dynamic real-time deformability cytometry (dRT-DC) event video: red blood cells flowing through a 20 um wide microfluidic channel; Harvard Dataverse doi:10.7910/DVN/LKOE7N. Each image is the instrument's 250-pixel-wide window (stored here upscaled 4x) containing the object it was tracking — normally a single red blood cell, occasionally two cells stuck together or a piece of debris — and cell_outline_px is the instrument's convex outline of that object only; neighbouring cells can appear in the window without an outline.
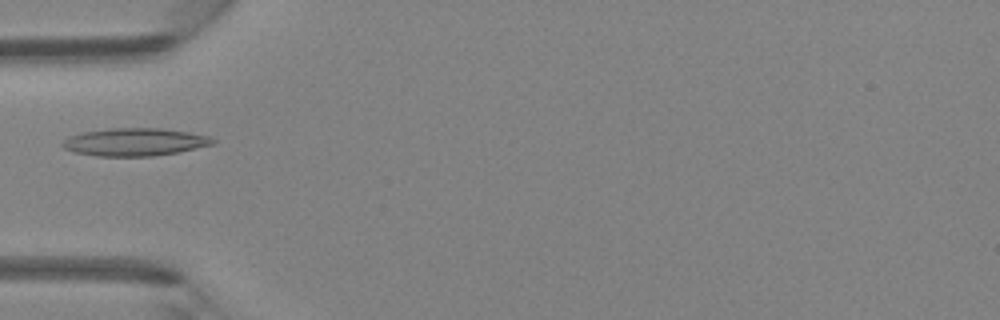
{"species": "Egyptian fruit bat (a non-hibernating species)", "species_latin": "Rousettus aegyptiacus", "temperature_condition": "room temperature", "stored_images_in_passage": 32, "camera_frame_rate_fps": 3000, "um_per_image_px": 0.085, "animal": {"sex": "female"}, "frame": {"image": 1, "passage_image": 1, "time_ms": 0.0, "image_size_px": [1000, 320], "cell_outline_px": [[216, 140], [212, 144], [176, 152], [152, 156], [96, 156], [76, 152], [64, 148], [60, 144], [64, 140], [72, 136], [84, 132], [112, 128], [160, 128], [188, 132], [208, 136]], "centroid_in_image_um": [11.44, 12.07], "position_along_channel_um": 73.6, "area_um2": 23.87}}
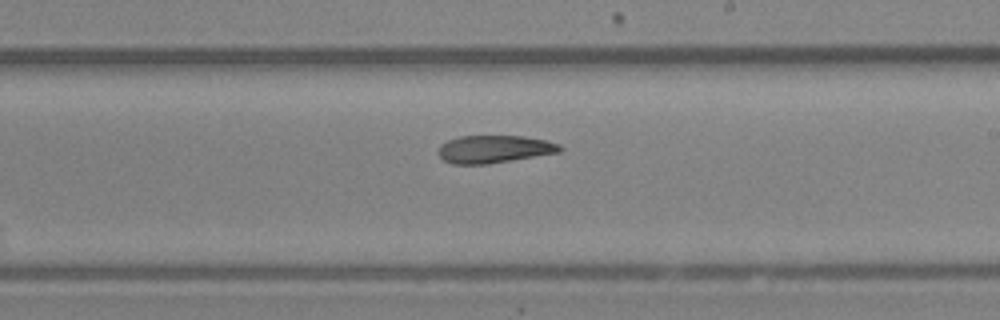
{"frame": {"image": 2, "passage_image": 13, "time_ms": 4.0, "image_size_px": [1000, 320], "cell_outline_px": [[564, 148], [560, 152], [488, 164], [452, 164], [444, 160], [436, 152], [440, 144], [448, 140], [460, 136], [524, 136], [544, 140], [560, 144]], "centroid_in_image_um": [41.98, 12.67], "position_along_channel_um": 247.0, "area_um2": 19.65}}
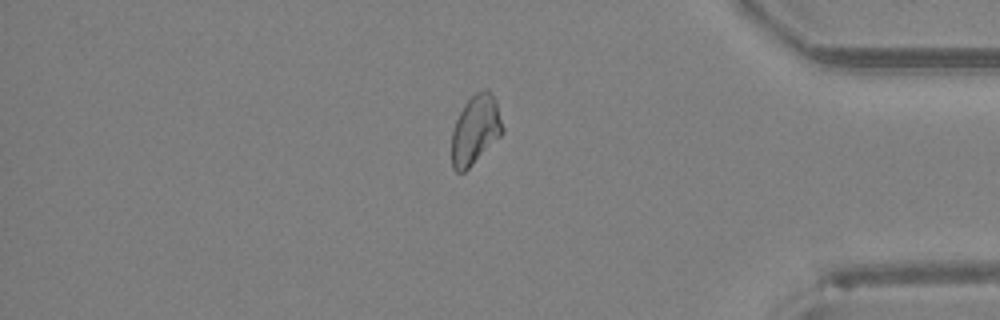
{"frame": {"image": 3, "passage_image": 25, "time_ms": 8.0, "image_size_px": [1000, 320], "cell_outline_px": [[504, 132], [464, 172], [456, 172], [452, 168], [452, 132], [456, 120], [464, 104], [476, 92], [484, 88], [488, 88], [496, 100], [504, 128]], "centroid_in_image_um": [40.42, 11.0], "position_along_channel_um": 394.8, "area_um2": 20.4}}